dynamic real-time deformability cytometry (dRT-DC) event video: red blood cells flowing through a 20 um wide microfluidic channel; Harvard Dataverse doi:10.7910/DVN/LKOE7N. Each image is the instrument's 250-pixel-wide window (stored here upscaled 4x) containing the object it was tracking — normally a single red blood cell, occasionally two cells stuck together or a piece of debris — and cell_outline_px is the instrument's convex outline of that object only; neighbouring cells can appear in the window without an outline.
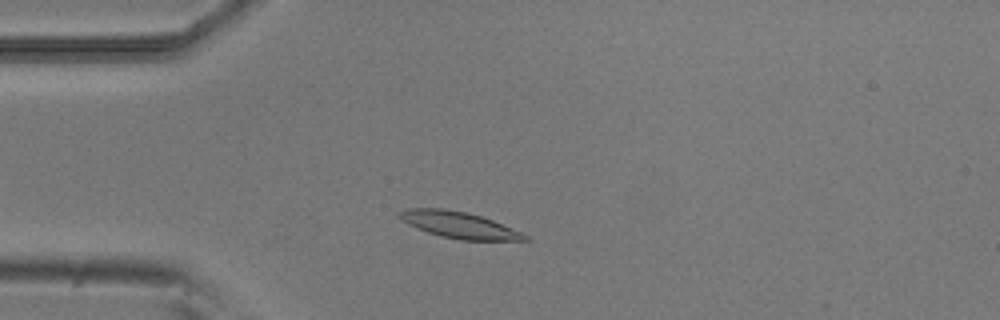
{"species": "common noctule bat (a hibernating species)", "species_latin": "Nyctalus noctula", "temperature_condition": "room temperature", "stored_images_in_passage": 48, "camera_frame_rate_fps": 3000, "um_per_image_px": 0.085, "animal": {"sex": "male", "body_mass_g": 20.5, "forearm_length_mm": 52.5}, "frame": {"image": 1, "passage_image": 8, "time_ms": 2.333, "image_size_px": [1000, 320], "cell_outline_px": [[532, 240], [460, 240], [440, 236], [428, 232], [408, 224], [400, 220], [396, 216], [396, 212], [408, 208], [444, 208], [468, 212], [492, 220], [520, 232], [528, 236]], "centroid_in_image_um": [38.95, 19.11], "position_along_channel_um": 46.1, "area_um2": 19.31}}
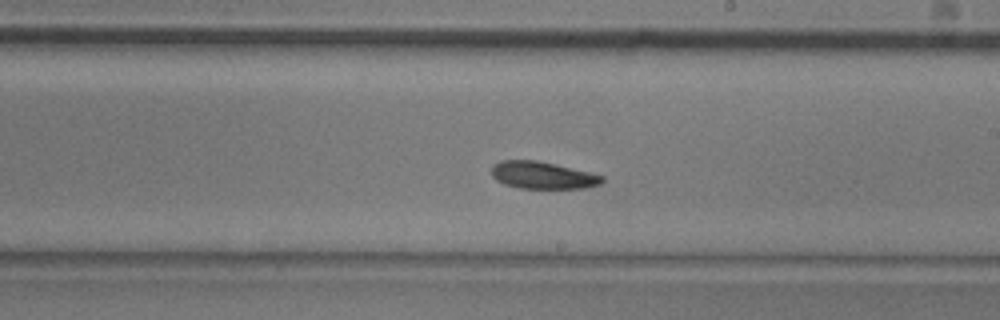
{"frame": {"image": 2, "passage_image": 25, "time_ms": 8.0, "image_size_px": [1000, 320], "cell_outline_px": [[604, 180], [600, 184], [588, 188], [520, 188], [504, 184], [496, 180], [492, 176], [492, 164], [500, 160], [536, 160], [556, 164], [604, 176]], "centroid_in_image_um": [46.11, 14.89], "position_along_channel_um": 242.9, "area_um2": 17.57}}
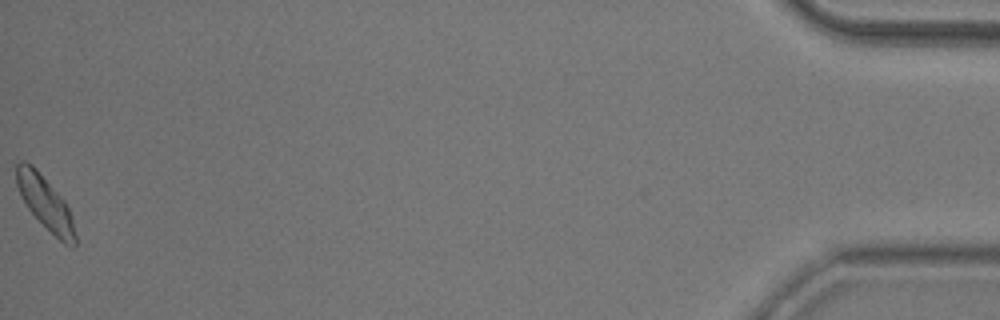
{"frame": {"image": 3, "passage_image": 48, "time_ms": 15.667, "image_size_px": [1000, 320], "cell_outline_px": [[76, 244], [72, 248], [64, 244], [28, 208], [20, 196], [16, 184], [16, 164], [20, 160], [24, 160], [32, 164], [36, 168], [64, 200], [72, 216], [76, 236]], "centroid_in_image_um": [3.84, 17.22], "position_along_channel_um": 431.4, "area_um2": 18.03}, "authors_computed_cell_mechanics": {"area_um2": 18.207, "velocity_mm_per_s": 3.7615, "shape_relaxation_time_tau1_ms": 2.9091, "shape_relaxation_time_tau2_ms": 8.4941, "deformation_change_tau1": 0.0886, "deformation_change_tau2": 0.1402}}